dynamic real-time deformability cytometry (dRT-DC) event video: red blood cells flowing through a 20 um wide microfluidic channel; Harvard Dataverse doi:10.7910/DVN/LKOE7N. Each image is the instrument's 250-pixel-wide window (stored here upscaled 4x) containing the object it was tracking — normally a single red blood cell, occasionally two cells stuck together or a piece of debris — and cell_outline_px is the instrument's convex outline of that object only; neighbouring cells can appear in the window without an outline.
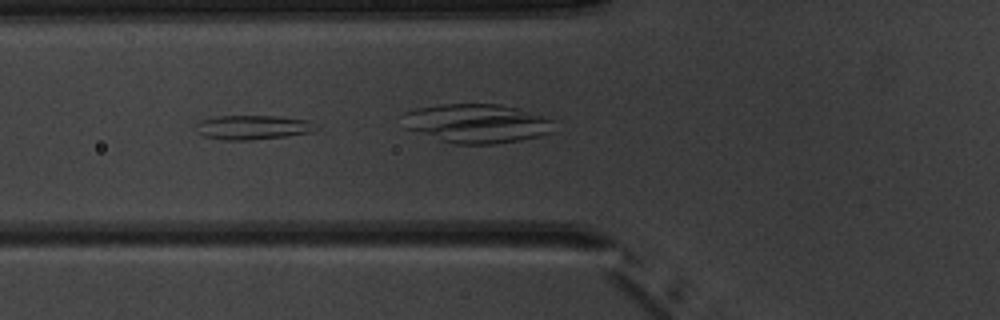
{"species": "common noctule bat (a hibernating species)", "species_latin": "Nyctalus noctula", "temperature_condition": "warm", "stored_images_in_passage": 10, "segment_of_instrument_passage": [1, 2], "camera_frame_rate_fps": 3000, "um_per_image_px": 0.085, "animal": {"sex": "male", "body_mass_g": 20.1, "forearm_length_mm": 53.5}, "frame": {"image": 1, "passage_image": 5, "time_ms": 5.0, "image_size_px": [1000, 320], "cell_outline_px": [[320, 128], [312, 132], [288, 136], [252, 140], [224, 140], [204, 136], [196, 132], [196, 124], [200, 120], [216, 116], [276, 116], [308, 120]], "centroid_in_image_um": [21.49, 10.83], "position_along_channel_um": 104.3, "area_um2": 17.17}}